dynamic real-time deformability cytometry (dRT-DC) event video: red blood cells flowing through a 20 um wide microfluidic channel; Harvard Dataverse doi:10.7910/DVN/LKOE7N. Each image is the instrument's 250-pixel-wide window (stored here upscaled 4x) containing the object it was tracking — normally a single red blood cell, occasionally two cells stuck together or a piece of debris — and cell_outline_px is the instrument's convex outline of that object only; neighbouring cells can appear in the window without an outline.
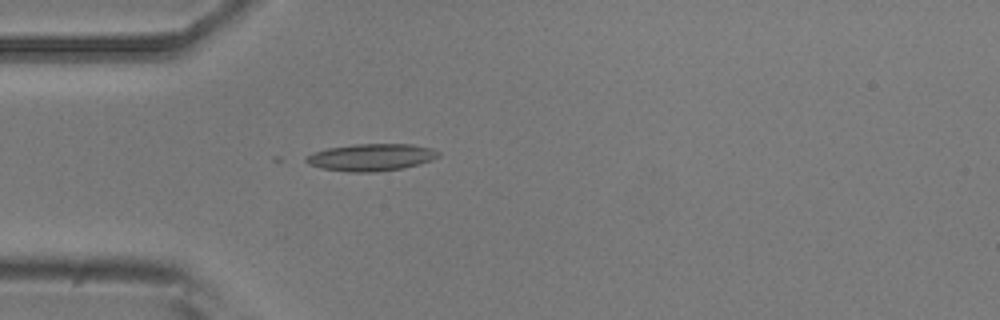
{"species": "common noctule bat (a hibernating species)", "species_latin": "Nyctalus noctula", "temperature_condition": "room temperature", "stored_images_in_passage": 3, "camera_frame_rate_fps": 3000, "um_per_image_px": 0.085, "animal": {"sex": "male", "body_mass_g": 20.5, "forearm_length_mm": 52.5}, "frame": {"image": 1, "passage_image": 3, "time_ms": 3.333, "image_size_px": [1000, 320], "cell_outline_px": [[440, 156], [432, 160], [420, 164], [404, 168], [376, 172], [348, 172], [320, 168], [308, 164], [304, 160], [304, 156], [312, 152], [328, 148], [356, 144], [412, 144], [432, 148], [440, 152]], "centroid_in_image_um": [31.54, 13.37], "position_along_channel_um": 53.5, "area_um2": 21.21}}